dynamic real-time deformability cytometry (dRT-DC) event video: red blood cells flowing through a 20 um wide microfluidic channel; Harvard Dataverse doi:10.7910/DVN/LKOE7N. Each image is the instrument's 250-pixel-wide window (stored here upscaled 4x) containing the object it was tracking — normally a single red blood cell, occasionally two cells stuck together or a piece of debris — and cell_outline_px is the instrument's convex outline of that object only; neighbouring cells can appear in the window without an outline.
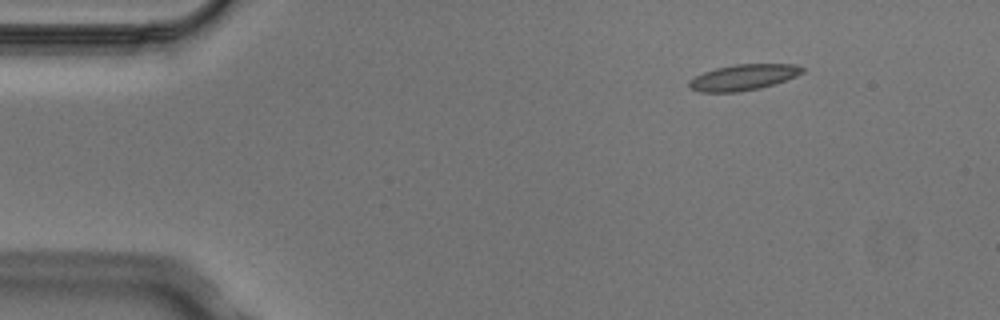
{"species": "Egyptian fruit bat (a non-hibernating species)", "species_latin": "Rousettus aegyptiacus", "temperature_condition": "cold", "stored_images_in_passage": 5, "camera_frame_rate_fps": 3000, "um_per_image_px": 0.085, "animal": {"sex": "male"}, "frame": {"image": 1, "passage_image": 2, "time_ms": 0.333, "image_size_px": [1000, 320], "cell_outline_px": [[804, 72], [796, 76], [760, 88], [740, 92], [700, 92], [692, 88], [688, 84], [688, 80], [704, 72], [716, 68], [736, 64], [796, 64], [804, 68]], "centroid_in_image_um": [63.18, 6.57], "position_along_channel_um": 21.8, "area_um2": 16.94}}
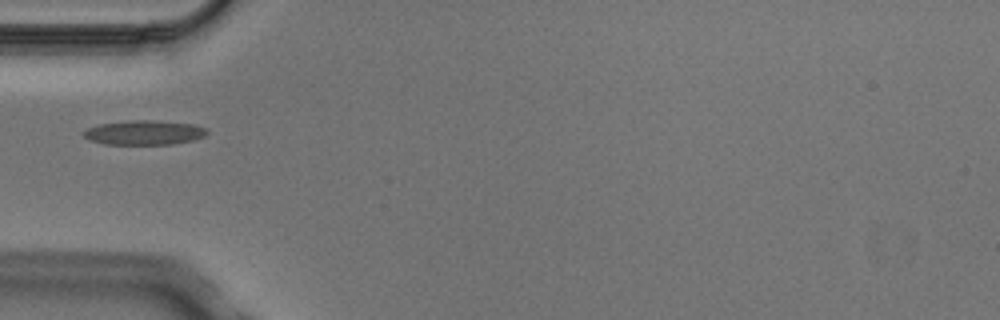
{"frame": {"image": 2, "passage_image": 5, "time_ms": 1.333, "image_size_px": [1000, 320], "cell_outline_px": [[208, 132], [204, 136], [192, 140], [172, 144], [104, 144], [88, 140], [84, 136], [84, 132], [88, 128], [100, 124], [132, 120], [156, 120], [196, 124], [208, 128]], "centroid_in_image_um": [12.3, 11.26], "position_along_channel_um": 72.7, "area_um2": 17.63}}